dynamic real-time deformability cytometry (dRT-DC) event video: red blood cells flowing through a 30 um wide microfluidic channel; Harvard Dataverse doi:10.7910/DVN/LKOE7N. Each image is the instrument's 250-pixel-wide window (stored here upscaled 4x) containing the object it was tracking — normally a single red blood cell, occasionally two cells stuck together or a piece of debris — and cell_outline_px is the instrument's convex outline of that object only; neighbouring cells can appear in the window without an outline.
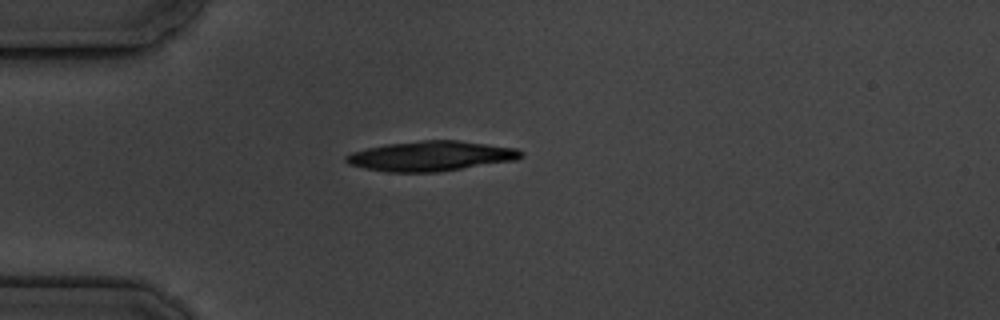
{"species": "common noctule bat (a hibernating species)", "species_latin": "Nyctalus noctula", "temperature_condition": "cold", "stored_images_in_passage": 1, "camera_frame_rate_fps": 3000, "um_per_image_px": 0.085, "animal": {"sex": "male", "body_mass_g": 19.5, "forearm_length_mm": 54.6}, "frame": {"image": 1, "passage_image": 1, "time_ms": 0.0, "image_size_px": [1000, 320], "cell_outline_px": [[524, 156], [516, 160], [436, 172], [384, 172], [364, 168], [348, 164], [344, 160], [344, 156], [352, 152], [384, 144], [424, 140], [456, 140], [516, 148], [524, 152]], "centroid_in_image_um": [36.6, 13.26], "position_along_channel_um": 48.4, "area_um2": 30.52}}